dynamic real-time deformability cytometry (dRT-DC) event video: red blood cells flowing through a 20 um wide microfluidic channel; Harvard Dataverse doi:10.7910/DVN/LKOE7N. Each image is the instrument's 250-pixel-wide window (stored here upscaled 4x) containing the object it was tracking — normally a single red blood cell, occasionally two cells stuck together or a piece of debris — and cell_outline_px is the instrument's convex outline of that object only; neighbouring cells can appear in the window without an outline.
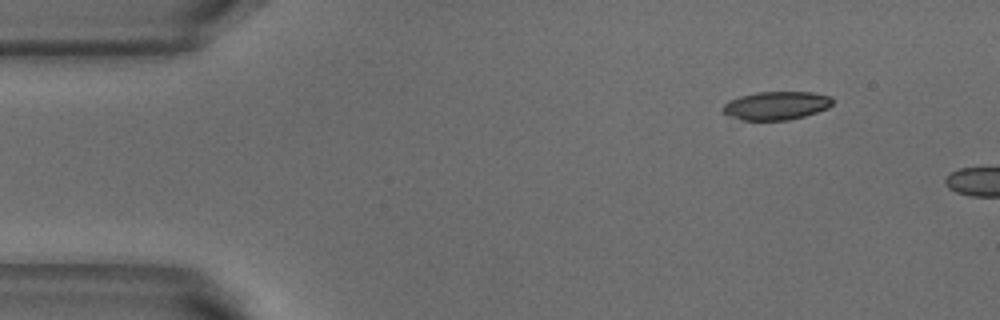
{"species": "common noctule bat (a hibernating species)", "species_latin": "Nyctalus noctula", "temperature_condition": "warm", "stored_images_in_passage": 2, "camera_frame_rate_fps": 3000, "um_per_image_px": 0.085, "animal": {"sex": "male", "body_mass_g": 18.8}, "frame": {"image": 1, "passage_image": 1, "time_ms": 0.0, "image_size_px": [1000, 320], "cell_outline_px": [[832, 104], [828, 108], [804, 116], [788, 120], [740, 120], [728, 116], [720, 108], [728, 100], [740, 96], [760, 92], [812, 92], [832, 96]], "centroid_in_image_um": [65.96, 8.98], "position_along_channel_um": 19.0, "area_um2": 18.21}}